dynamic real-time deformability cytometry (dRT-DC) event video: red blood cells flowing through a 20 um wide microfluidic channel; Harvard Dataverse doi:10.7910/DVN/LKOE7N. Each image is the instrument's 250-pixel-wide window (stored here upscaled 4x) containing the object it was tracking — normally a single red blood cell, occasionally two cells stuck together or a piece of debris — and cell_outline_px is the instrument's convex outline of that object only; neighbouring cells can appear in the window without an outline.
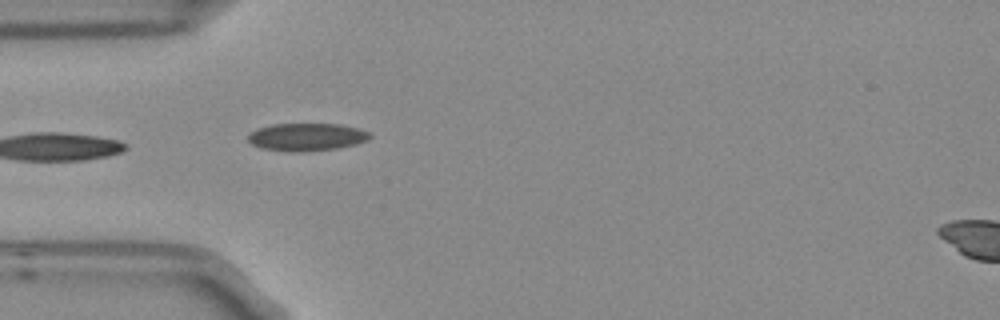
{"species": "Egyptian fruit bat (a non-hibernating species)", "species_latin": "Rousettus aegyptiacus", "temperature_condition": "room temperature", "stored_images_in_passage": 1, "camera_frame_rate_fps": 3000, "um_per_image_px": 0.085, "frame": {"image": 1, "passage_image": 1, "time_ms": 0.0, "image_size_px": [1000, 320], "cell_outline_px": [[372, 136], [368, 140], [356, 144], [336, 148], [304, 152], [288, 152], [260, 148], [252, 144], [248, 140], [248, 136], [256, 128], [272, 124], [340, 124], [356, 128], [368, 132]], "centroid_in_image_um": [26.04, 11.65], "position_along_channel_um": 59.0, "area_um2": 19.71}}